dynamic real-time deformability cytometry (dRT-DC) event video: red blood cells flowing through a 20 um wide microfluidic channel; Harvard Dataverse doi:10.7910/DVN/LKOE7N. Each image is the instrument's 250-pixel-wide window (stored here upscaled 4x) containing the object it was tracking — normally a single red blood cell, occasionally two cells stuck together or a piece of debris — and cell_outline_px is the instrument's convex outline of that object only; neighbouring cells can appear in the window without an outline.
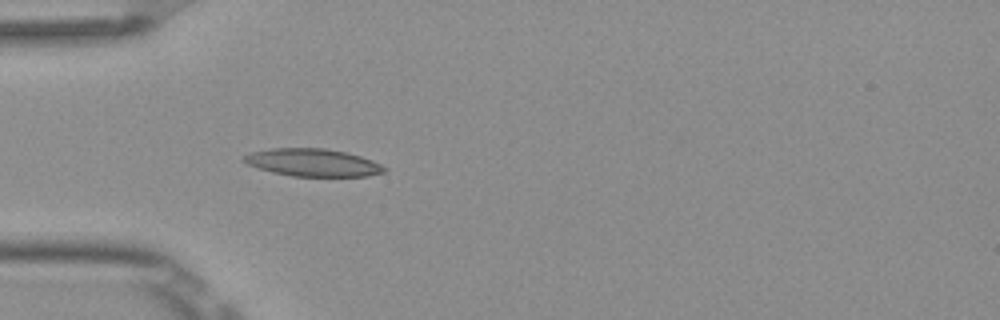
{"species": "Egyptian fruit bat (a non-hibernating species)", "species_latin": "Rousettus aegyptiacus", "temperature_condition": "room temperature", "stored_images_in_passage": 4, "camera_frame_rate_fps": 3000, "um_per_image_px": 0.085, "frame": {"image": 1, "passage_image": 4, "time_ms": 1.0, "image_size_px": [1000, 320], "cell_outline_px": [[388, 168], [384, 172], [368, 176], [292, 176], [272, 172], [248, 164], [240, 160], [240, 156], [252, 152], [272, 148], [324, 148], [348, 152], [372, 160]], "centroid_in_image_um": [26.58, 13.81], "position_along_channel_um": 58.4, "area_um2": 22.66}}